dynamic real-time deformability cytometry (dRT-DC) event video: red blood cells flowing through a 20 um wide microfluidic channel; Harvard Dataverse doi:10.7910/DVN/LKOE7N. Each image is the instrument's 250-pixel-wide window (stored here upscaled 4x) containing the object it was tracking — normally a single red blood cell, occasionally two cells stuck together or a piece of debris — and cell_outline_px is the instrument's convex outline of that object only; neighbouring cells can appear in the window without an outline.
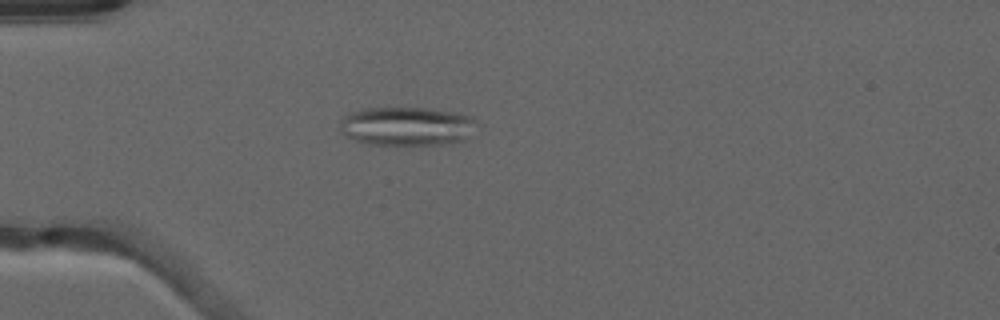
{"species": "common noctule bat (a hibernating species)", "species_latin": "Nyctalus noctula", "temperature_condition": "warm", "stored_images_in_passage": 44, "segment_of_instrument_passage": [1, 2], "camera_frame_rate_fps": 3000, "um_per_image_px": 0.085, "animal": {"sex": "male", "forearm_length_mm": 52.5}, "frame": {"image": 1, "passage_image": 7, "time_ms": 2.0, "image_size_px": [1000, 320], "cell_outline_px": [[476, 120], [464, 140], [440, 144], [364, 144], [340, 132], [340, 120], [348, 112], [364, 108], [432, 108], [456, 112], [472, 116]], "centroid_in_image_um": [34.51, 10.7], "position_along_channel_um": 50.5, "area_um2": 30.75}}